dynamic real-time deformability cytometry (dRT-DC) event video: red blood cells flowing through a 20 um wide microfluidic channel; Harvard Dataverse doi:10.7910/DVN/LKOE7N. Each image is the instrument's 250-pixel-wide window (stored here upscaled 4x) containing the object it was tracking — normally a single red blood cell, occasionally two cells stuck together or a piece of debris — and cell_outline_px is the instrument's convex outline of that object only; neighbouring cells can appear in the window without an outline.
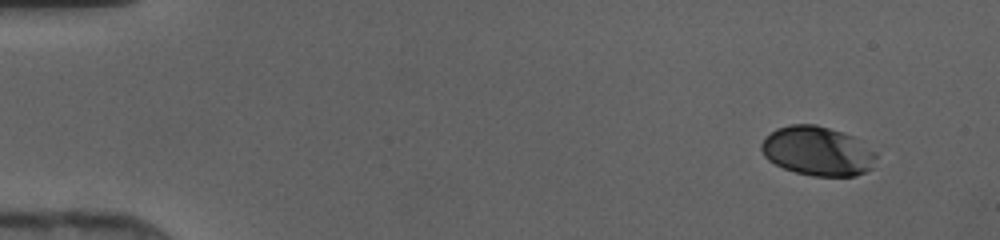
{"species": "human", "species_latin": "Homo sapiens", "temperature_condition": "cold", "stored_images_in_passage": 46, "camera_frame_rate_fps": 3000, "um_per_image_px": 0.085, "donor": {"sex": "female"}, "frame": {"image": 1, "passage_image": 1, "time_ms": 0.0, "image_size_px": [1000, 240], "cell_outline_px": [[876, 156], [872, 168], [856, 176], [812, 176], [796, 172], [784, 168], [768, 160], [764, 156], [760, 148], [760, 144], [776, 128], [788, 124], [816, 124], [852, 136], [876, 152]], "centroid_in_image_um": [69.47, 12.85], "position_along_channel_um": 15.5, "area_um2": 32.77}}
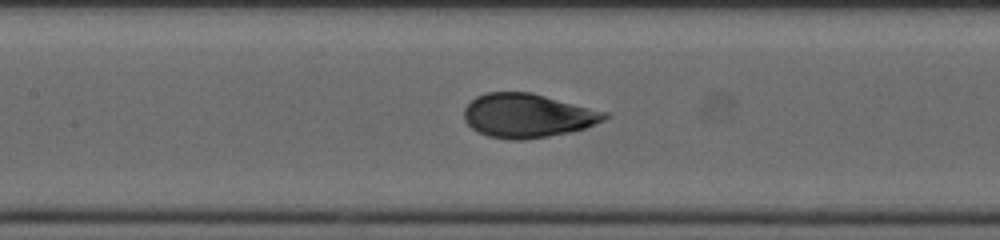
{"frame": {"image": 2, "passage_image": 22, "time_ms": 7.0, "image_size_px": [1000, 240], "cell_outline_px": [[612, 116], [604, 120], [584, 128], [568, 132], [548, 136], [524, 140], [512, 140], [488, 136], [472, 128], [464, 120], [464, 108], [476, 96], [488, 92], [532, 92], [608, 112]], "centroid_in_image_um": [44.86, 9.82], "position_along_channel_um": 162.5, "area_um2": 36.01}}
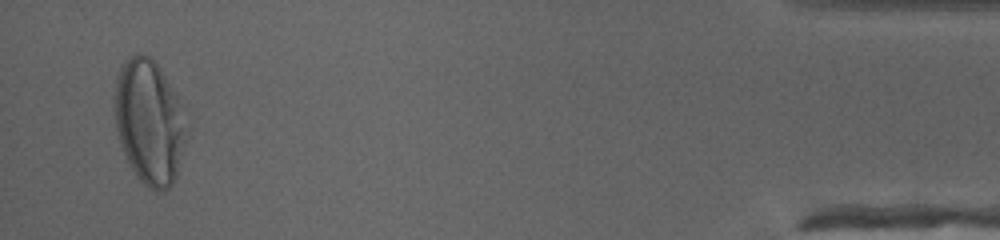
{"frame": {"image": 3, "passage_image": 45, "time_ms": 14.667, "image_size_px": [1000, 240], "cell_outline_px": [[188, 136], [176, 176], [172, 184], [164, 192], [156, 192], [148, 188], [136, 176], [120, 144], [116, 128], [112, 108], [112, 96], [116, 76], [120, 64], [136, 52], [140, 52], [148, 56], [160, 68], [176, 96], [188, 132]], "centroid_in_image_um": [12.64, 10.36], "position_along_channel_um": 422.6, "area_um2": 52.71}}